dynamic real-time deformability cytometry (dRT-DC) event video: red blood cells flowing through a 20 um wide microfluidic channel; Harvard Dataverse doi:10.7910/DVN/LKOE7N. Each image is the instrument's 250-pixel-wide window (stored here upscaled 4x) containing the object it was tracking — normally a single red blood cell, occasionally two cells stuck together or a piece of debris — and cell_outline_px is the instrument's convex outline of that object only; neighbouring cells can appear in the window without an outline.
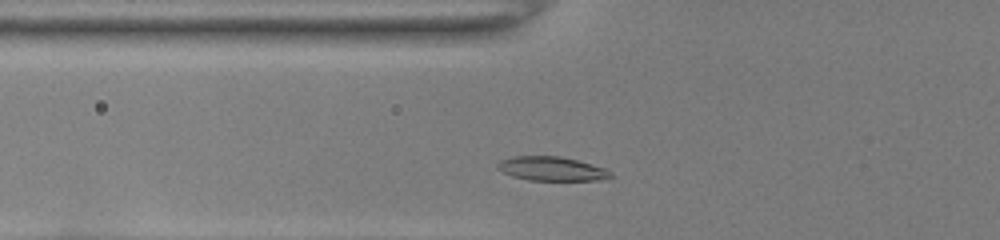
{"species": "common noctule bat (a hibernating species)", "species_latin": "Nyctalus noctula", "temperature_condition": "room temperature", "stored_images_in_passage": 29, "camera_frame_rate_fps": 3000, "um_per_image_px": 0.085, "animal": {"sex": "female", "body_mass_g": 22.0, "forearm_length_mm": 56.7}, "frame": {"image": 1, "passage_image": 3, "time_ms": 0.667, "image_size_px": [1000, 240], "cell_outline_px": [[612, 176], [596, 180], [528, 180], [512, 176], [496, 168], [496, 164], [500, 160], [512, 156], [560, 156], [576, 160], [604, 168], [612, 172]], "centroid_in_image_um": [46.83, 14.34], "position_along_channel_um": 79.0, "area_um2": 15.72}}
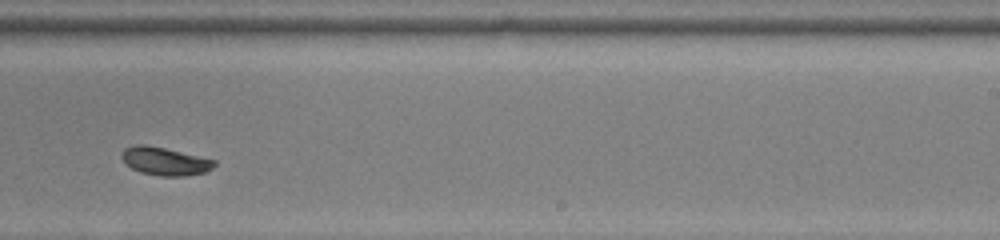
{"frame": {"image": 2, "passage_image": 18, "time_ms": 5.667, "image_size_px": [1000, 240], "cell_outline_px": [[216, 164], [212, 168], [204, 172], [188, 176], [160, 176], [140, 172], [132, 168], [120, 156], [120, 152], [124, 148], [136, 144], [144, 144], [164, 148], [216, 160]], "centroid_in_image_um": [14.0, 13.7], "position_along_channel_um": 275.0, "area_um2": 15.09}}
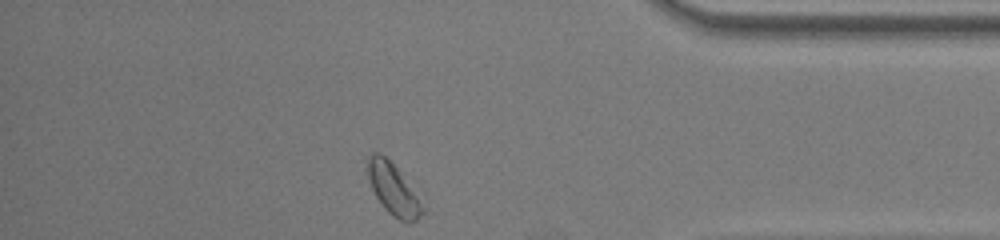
{"frame": {"image": 3, "passage_image": 29, "time_ms": 9.333, "image_size_px": [1000, 240], "cell_outline_px": [[424, 212], [416, 220], [400, 220], [388, 212], [384, 208], [376, 196], [372, 188], [368, 176], [368, 156], [372, 152], [380, 152], [396, 168], [424, 208]], "centroid_in_image_um": [33.37, 16.07], "position_along_channel_um": 401.8, "area_um2": 15.43}, "authors_computed_cell_mechanics": {"area_um2": 14.8546, "velocity_mm_per_s": 3.9448, "shape_relaxation_time_tau1_ms": 2.5893, "shape_relaxation_time_tau2_ms": null, "deformation_change_tau1": 0.0961, "deformation_change_tau2": null}}